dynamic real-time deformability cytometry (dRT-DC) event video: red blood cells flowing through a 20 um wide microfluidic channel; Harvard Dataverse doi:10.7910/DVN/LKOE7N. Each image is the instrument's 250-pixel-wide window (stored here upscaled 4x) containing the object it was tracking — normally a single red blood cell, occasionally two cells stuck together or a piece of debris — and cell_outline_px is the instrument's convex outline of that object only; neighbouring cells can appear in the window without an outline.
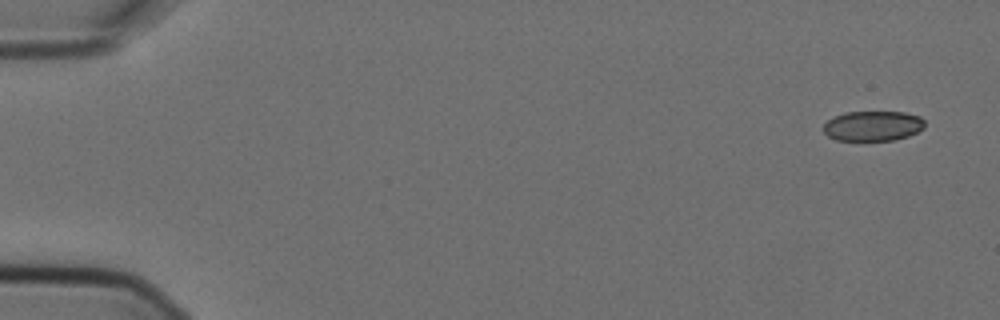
{"species": "Egyptian fruit bat (a non-hibernating species)", "species_latin": "Rousettus aegyptiacus", "temperature_condition": "cold", "stored_images_in_passage": 6, "camera_frame_rate_fps": 3000, "um_per_image_px": 0.085, "animal": {"sex": "female"}, "frame": {"image": 1, "passage_image": 1, "time_ms": 0.0, "image_size_px": [1000, 320], "cell_outline_px": [[924, 128], [908, 136], [892, 140], [836, 140], [828, 136], [824, 132], [824, 124], [828, 120], [844, 112], [904, 112], [920, 116], [924, 120]], "centroid_in_image_um": [74.2, 10.7], "position_along_channel_um": 10.8, "area_um2": 17.63}}
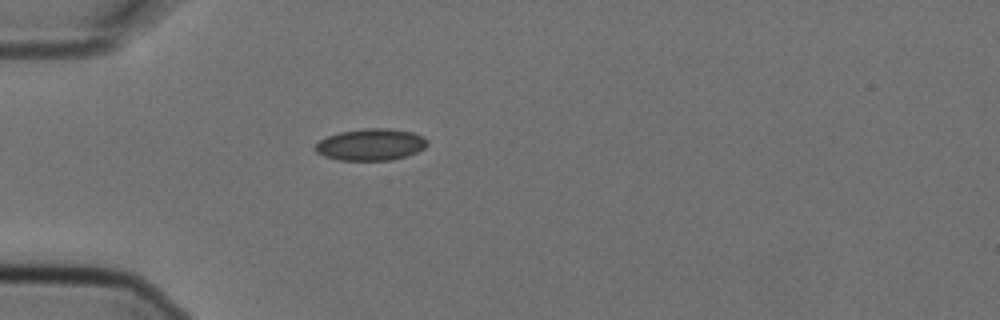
{"frame": {"image": 2, "passage_image": 5, "time_ms": 1.333, "image_size_px": [1000, 320], "cell_outline_px": [[428, 144], [424, 148], [416, 152], [392, 160], [340, 160], [324, 156], [316, 152], [316, 144], [320, 140], [328, 136], [340, 132], [368, 128], [388, 128], [412, 132], [424, 136], [428, 140]], "centroid_in_image_um": [31.54, 12.28], "position_along_channel_um": 53.5, "area_um2": 20.58}}